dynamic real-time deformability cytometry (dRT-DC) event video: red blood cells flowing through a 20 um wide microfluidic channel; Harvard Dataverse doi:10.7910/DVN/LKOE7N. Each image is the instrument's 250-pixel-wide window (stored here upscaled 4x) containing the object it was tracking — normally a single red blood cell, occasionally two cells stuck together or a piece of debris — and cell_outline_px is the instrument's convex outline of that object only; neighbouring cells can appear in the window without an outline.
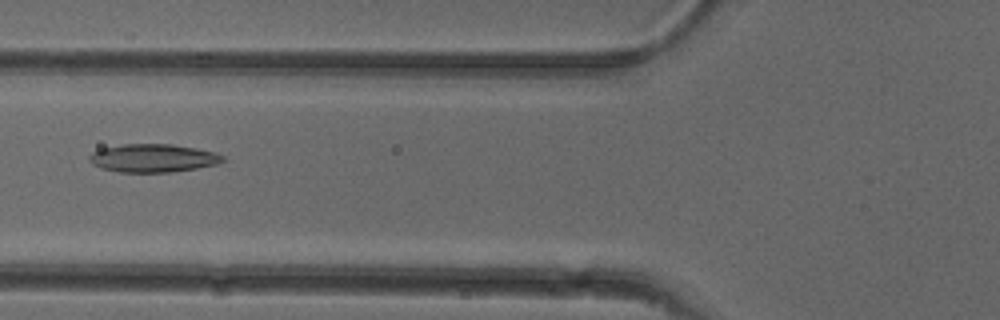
{"species": "common noctule bat (a hibernating species)", "species_latin": "Nyctalus noctula", "temperature_condition": "cold", "stored_images_in_passage": 40, "camera_frame_rate_fps": 3000, "um_per_image_px": 0.085, "animal": {"sex": "female"}, "frame": {"image": 1, "passage_image": 8, "time_ms": 2.333, "image_size_px": [1000, 320], "cell_outline_px": [[228, 160], [216, 164], [196, 168], [172, 172], [120, 172], [100, 168], [92, 164], [88, 160], [88, 156], [92, 152], [100, 148], [120, 144], [172, 144], [196, 148], [216, 152], [224, 156]], "centroid_in_image_um": [13.0, 13.43], "position_along_channel_um": 112.8, "area_um2": 22.2}}
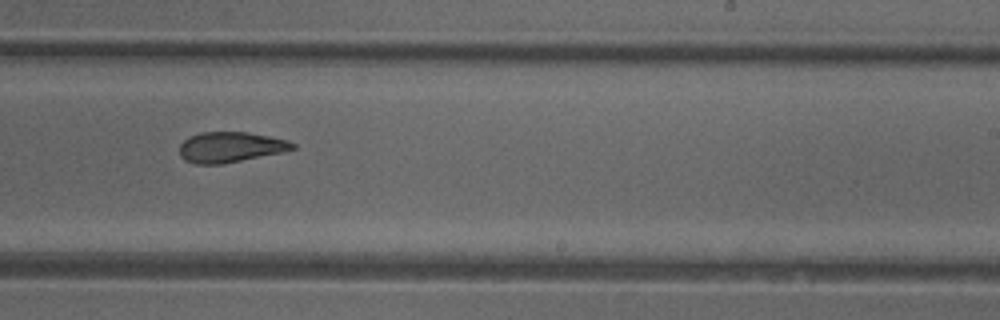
{"frame": {"image": 2, "passage_image": 20, "time_ms": 6.333, "image_size_px": [1000, 320], "cell_outline_px": [[296, 148], [280, 152], [224, 164], [196, 164], [184, 160], [180, 156], [180, 144], [188, 136], [200, 132], [248, 132], [288, 140], [296, 144]], "centroid_in_image_um": [19.55, 12.5], "position_along_channel_um": 269.4, "area_um2": 20.06}}
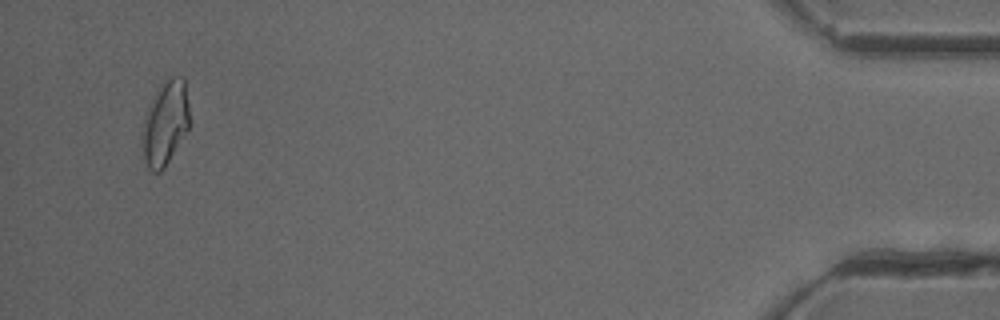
{"frame": {"image": 3, "passage_image": 38, "time_ms": 12.333, "image_size_px": [1000, 320], "cell_outline_px": [[188, 128], [164, 168], [160, 172], [152, 172], [148, 168], [144, 160], [140, 136], [144, 116], [148, 104], [160, 84], [168, 76], [184, 76], [188, 104]], "centroid_in_image_um": [13.99, 10.43], "position_along_channel_um": 421.2, "area_um2": 23.47}, "authors_computed_cell_mechanics": {"area_um2": 21.1548, "velocity_mm_per_s": 3.9222, "shape_relaxation_time_tau1_ms": null, "shape_relaxation_time_tau2_ms": 5.4997, "deformation_change_tau1": null, "deformation_change_tau2": 0.1118}}